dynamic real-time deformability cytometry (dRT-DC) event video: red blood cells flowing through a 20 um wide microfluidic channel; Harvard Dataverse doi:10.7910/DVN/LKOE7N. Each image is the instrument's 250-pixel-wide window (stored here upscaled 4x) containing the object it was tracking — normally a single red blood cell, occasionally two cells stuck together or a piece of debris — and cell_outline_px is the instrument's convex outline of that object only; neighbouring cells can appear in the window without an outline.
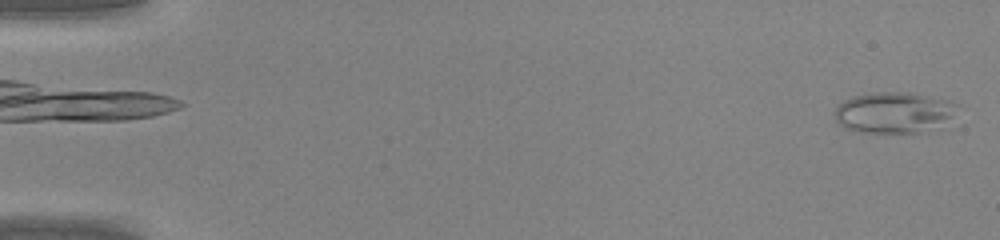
{"species": "common noctule bat (a hibernating species)", "species_latin": "Nyctalus noctula", "temperature_condition": "warm", "stored_images_in_passage": 43, "camera_frame_rate_fps": 3000, "um_per_image_px": 0.085, "animal": {"sex": "male", "body_mass_g": 20.0, "forearm_length_mm": 53.3}, "frame": {"image": 1, "passage_image": 2, "time_ms": 0.333, "image_size_px": [1000, 240], "cell_outline_px": [[956, 104], [952, 128], [920, 132], [864, 132], [844, 128], [836, 120], [836, 108], [844, 100], [852, 96], [876, 92], [908, 92], [948, 100]], "centroid_in_image_um": [76.11, 9.59], "position_along_channel_um": 8.9, "area_um2": 29.88}}
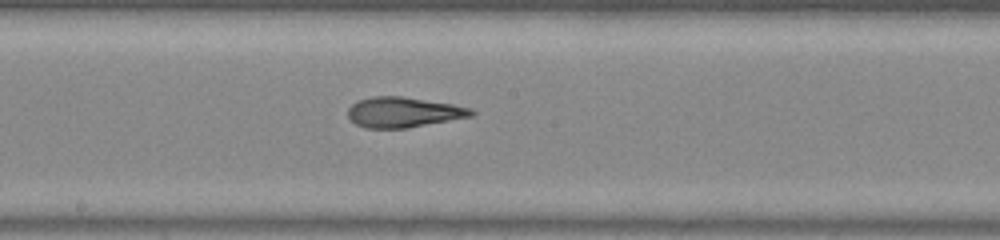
{"frame": {"image": 2, "passage_image": 26, "time_ms": 8.333, "image_size_px": [1000, 240], "cell_outline_px": [[476, 112], [472, 116], [408, 128], [364, 128], [356, 124], [348, 116], [348, 108], [356, 100], [372, 96], [400, 96], [452, 104], [472, 108]], "centroid_in_image_um": [34.28, 9.54], "position_along_channel_um": 213.9, "area_um2": 21.79}}
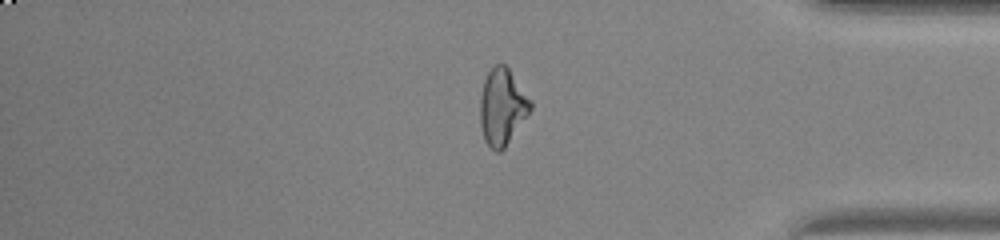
{"frame": {"image": 3, "passage_image": 39, "time_ms": 12.667, "image_size_px": [1000, 240], "cell_outline_px": [[532, 108], [504, 148], [500, 152], [496, 152], [484, 140], [480, 124], [480, 96], [484, 80], [488, 72], [496, 64], [504, 64], [508, 68], [532, 100]], "centroid_in_image_um": [42.68, 9.08], "position_along_channel_um": 392.5, "area_um2": 22.25}}